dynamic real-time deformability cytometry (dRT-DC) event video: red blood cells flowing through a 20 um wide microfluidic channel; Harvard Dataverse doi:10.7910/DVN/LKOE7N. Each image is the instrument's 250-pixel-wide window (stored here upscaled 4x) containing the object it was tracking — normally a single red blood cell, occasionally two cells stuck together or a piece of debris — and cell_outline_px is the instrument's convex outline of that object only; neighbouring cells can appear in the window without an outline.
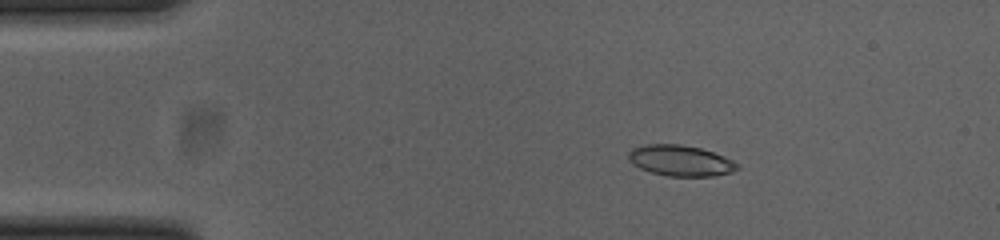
{"species": "common noctule bat (a hibernating species)", "species_latin": "Nyctalus noctula", "temperature_condition": "cold", "stored_images_in_passage": 45, "camera_frame_rate_fps": 3000, "um_per_image_px": 0.085, "animal": {"sex": "female", "body_mass_g": 23.0, "forearm_length_mm": 53.4}, "frame": {"image": 1, "passage_image": 1, "time_ms": 0.0, "image_size_px": [1000, 240], "cell_outline_px": [[740, 168], [732, 172], [716, 176], [668, 176], [652, 172], [640, 168], [628, 160], [628, 152], [632, 148], [644, 144], [680, 144], [700, 148], [724, 156], [740, 164]], "centroid_in_image_um": [57.86, 13.65], "position_along_channel_um": 27.1, "area_um2": 19.65}}
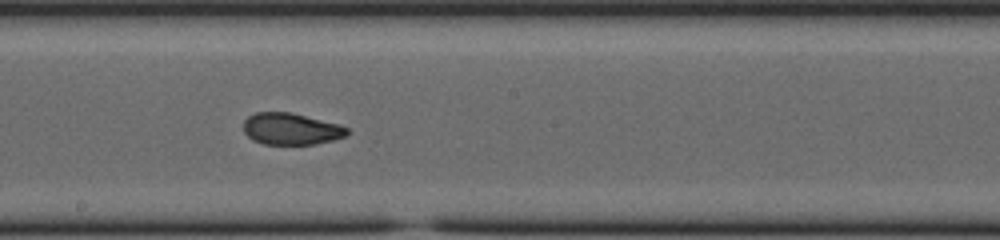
{"frame": {"image": 2, "passage_image": 21, "time_ms": 6.667, "image_size_px": [1000, 240], "cell_outline_px": [[348, 132], [344, 136], [332, 140], [316, 144], [264, 144], [252, 140], [244, 132], [244, 120], [248, 116], [256, 112], [292, 112], [340, 124], [348, 128]], "centroid_in_image_um": [24.73, 10.95], "position_along_channel_um": 223.5, "area_um2": 19.19}}
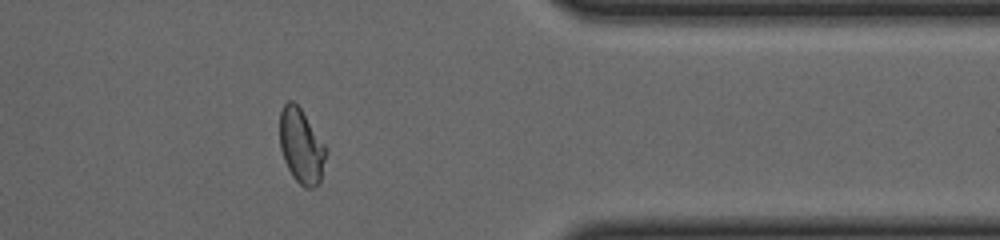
{"frame": {"image": 3, "passage_image": 35, "time_ms": 11.333, "image_size_px": [1000, 240], "cell_outline_px": [[328, 152], [320, 184], [312, 188], [304, 188], [292, 176], [284, 160], [280, 148], [280, 112], [284, 104], [288, 100], [292, 100], [300, 108], [328, 148]], "centroid_in_image_um": [25.64, 12.45], "position_along_channel_um": 385.8, "area_um2": 20.4}, "authors_computed_cell_mechanics": {"area_um2": 19.8254, "velocity_mm_per_s": 3.8526, "shape_relaxation_time_tau1_ms": 11.2772, "shape_relaxation_time_tau2_ms": 1.0297, "deformation_change_tau1": 0.2637, "deformation_change_tau2": 0.0549}}